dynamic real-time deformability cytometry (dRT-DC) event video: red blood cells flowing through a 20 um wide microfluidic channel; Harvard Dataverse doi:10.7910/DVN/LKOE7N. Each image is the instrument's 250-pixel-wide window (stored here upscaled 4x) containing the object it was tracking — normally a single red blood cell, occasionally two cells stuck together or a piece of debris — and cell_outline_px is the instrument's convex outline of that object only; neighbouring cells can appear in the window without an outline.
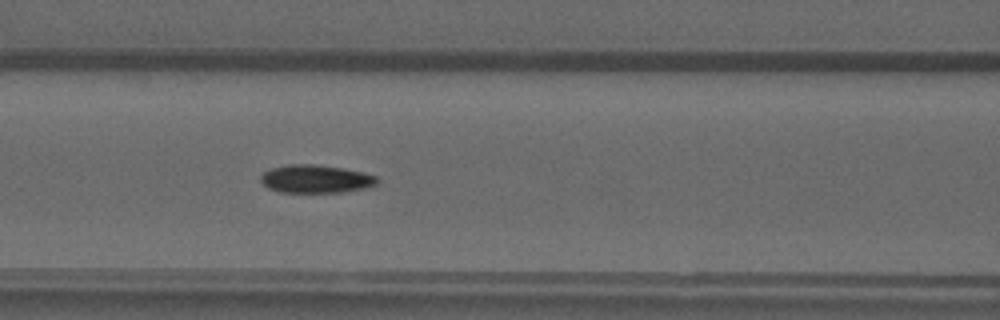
{"species": "common noctule bat (a hibernating species)", "species_latin": "Nyctalus noctula", "temperature_condition": "warm", "stored_images_in_passage": 37, "segment_of_instrument_passage": [1, 2], "camera_frame_rate_fps": 3000, "um_per_image_px": 0.085, "animal": {"sex": "male", "forearm_length_mm": 52.5}, "frame": {"image": 1, "passage_image": 8, "time_ms": 2.333, "image_size_px": [1000, 320], "cell_outline_px": [[380, 180], [376, 184], [368, 188], [344, 192], [276, 192], [268, 188], [260, 180], [260, 176], [264, 172], [272, 168], [288, 164], [316, 164], [344, 168], [376, 176]], "centroid_in_image_um": [26.84, 15.21], "position_along_channel_um": 139.8, "area_um2": 19.19}}
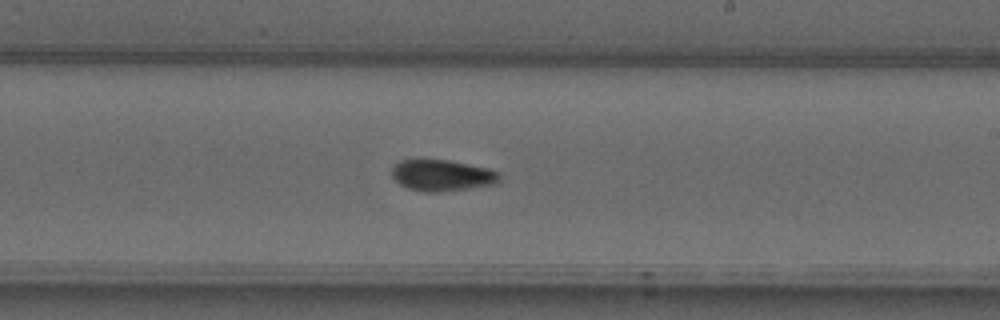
{"frame": {"image": 2, "passage_image": 16, "time_ms": 5.0, "image_size_px": [1000, 320], "cell_outline_px": [[500, 180], [496, 184], [440, 192], [420, 192], [408, 188], [400, 184], [392, 176], [392, 168], [400, 160], [448, 160], [488, 168], [496, 172], [500, 176]], "centroid_in_image_um": [37.56, 14.92], "position_along_channel_um": 251.4, "area_um2": 19.48}}
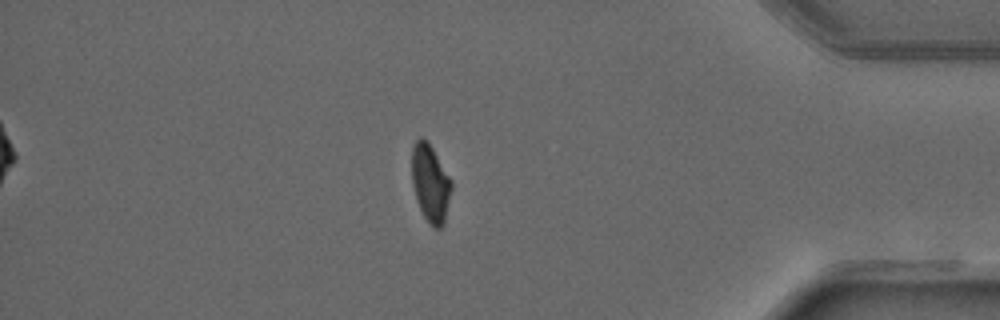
{"frame": {"image": 3, "passage_image": 29, "time_ms": 9.333, "image_size_px": [1000, 320], "cell_outline_px": [[452, 188], [444, 224], [440, 228], [432, 228], [424, 216], [416, 200], [412, 184], [412, 148], [416, 140], [420, 136], [428, 140], [452, 180]], "centroid_in_image_um": [36.59, 15.56], "position_along_channel_um": 398.6, "area_um2": 18.15}}